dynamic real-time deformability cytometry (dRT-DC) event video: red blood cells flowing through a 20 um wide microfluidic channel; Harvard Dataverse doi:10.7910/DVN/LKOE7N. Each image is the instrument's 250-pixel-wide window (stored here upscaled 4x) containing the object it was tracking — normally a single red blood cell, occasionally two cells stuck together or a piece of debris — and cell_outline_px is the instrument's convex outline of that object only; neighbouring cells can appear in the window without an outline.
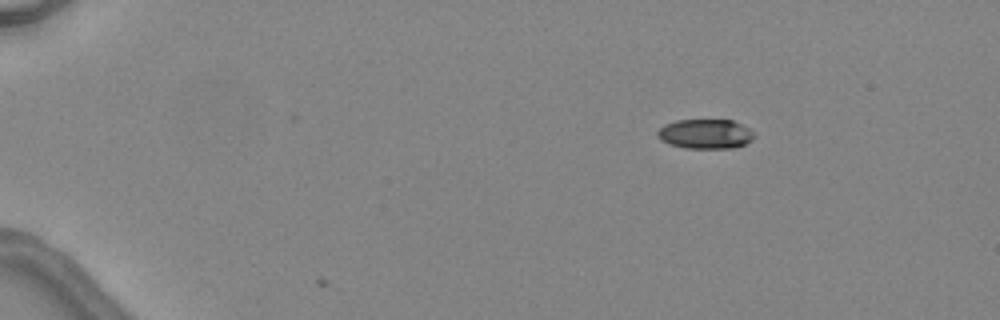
{"species": "common noctule bat (a hibernating species)", "species_latin": "Nyctalus noctula", "temperature_condition": "warm", "stored_images_in_passage": 6, "camera_frame_rate_fps": 3000, "um_per_image_px": 0.085, "animal": {"sex": "female", "body_mass_g": 24.6, "forearm_length_mm": 56.2}, "frame": {"image": 1, "passage_image": 3, "time_ms": 2.333, "image_size_px": [1000, 320], "cell_outline_px": [[756, 136], [752, 140], [744, 144], [732, 148], [684, 148], [668, 144], [660, 140], [656, 136], [656, 132], [664, 124], [676, 120], [732, 120], [748, 128]], "centroid_in_image_um": [59.91, 11.39], "position_along_channel_um": 25.1, "area_um2": 16.76}}
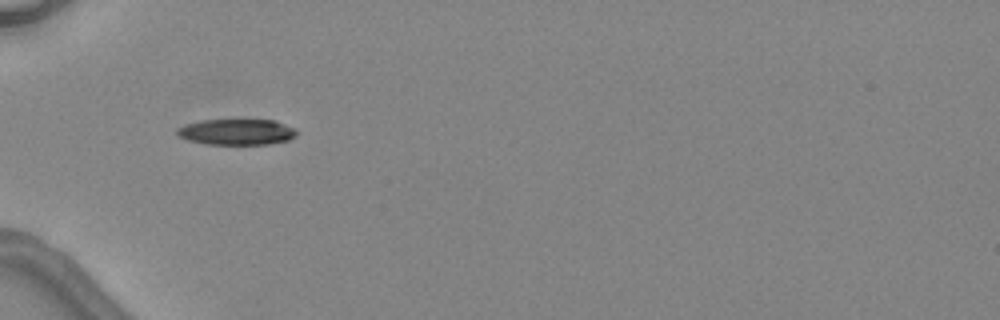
{"frame": {"image": 2, "passage_image": 5, "time_ms": 5.667, "image_size_px": [1000, 320], "cell_outline_px": [[296, 136], [288, 140], [268, 144], [208, 144], [188, 140], [180, 136], [176, 132], [176, 128], [184, 124], [200, 120], [276, 120], [296, 128]], "centroid_in_image_um": [20.12, 11.2], "position_along_channel_um": 64.9, "area_um2": 18.09}}